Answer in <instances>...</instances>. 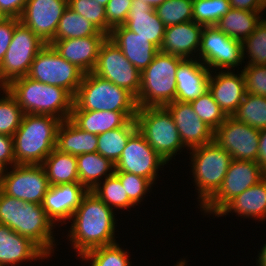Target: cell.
Segmentation results:
<instances>
[{
  "label": "cell",
  "mask_w": 266,
  "mask_h": 266,
  "mask_svg": "<svg viewBox=\"0 0 266 266\" xmlns=\"http://www.w3.org/2000/svg\"><path fill=\"white\" fill-rule=\"evenodd\" d=\"M115 211L99 199L93 192L83 197L81 204L73 213L67 238L76 256L100 246L117 243Z\"/></svg>",
  "instance_id": "cell-1"
},
{
  "label": "cell",
  "mask_w": 266,
  "mask_h": 266,
  "mask_svg": "<svg viewBox=\"0 0 266 266\" xmlns=\"http://www.w3.org/2000/svg\"><path fill=\"white\" fill-rule=\"evenodd\" d=\"M0 224L30 239L49 258H52L56 246L59 245L54 237L56 226L48 218L42 204L24 202L5 194L1 189Z\"/></svg>",
  "instance_id": "cell-2"
},
{
  "label": "cell",
  "mask_w": 266,
  "mask_h": 266,
  "mask_svg": "<svg viewBox=\"0 0 266 266\" xmlns=\"http://www.w3.org/2000/svg\"><path fill=\"white\" fill-rule=\"evenodd\" d=\"M5 88L16 99L24 114L70 118L74 96L60 86H52L27 76L12 80Z\"/></svg>",
  "instance_id": "cell-3"
},
{
  "label": "cell",
  "mask_w": 266,
  "mask_h": 266,
  "mask_svg": "<svg viewBox=\"0 0 266 266\" xmlns=\"http://www.w3.org/2000/svg\"><path fill=\"white\" fill-rule=\"evenodd\" d=\"M61 122L50 115L24 114L13 136L15 164L41 165L56 148Z\"/></svg>",
  "instance_id": "cell-4"
},
{
  "label": "cell",
  "mask_w": 266,
  "mask_h": 266,
  "mask_svg": "<svg viewBox=\"0 0 266 266\" xmlns=\"http://www.w3.org/2000/svg\"><path fill=\"white\" fill-rule=\"evenodd\" d=\"M193 185L201 209L220 189L231 163L232 156L217 143L198 146L188 150Z\"/></svg>",
  "instance_id": "cell-5"
},
{
  "label": "cell",
  "mask_w": 266,
  "mask_h": 266,
  "mask_svg": "<svg viewBox=\"0 0 266 266\" xmlns=\"http://www.w3.org/2000/svg\"><path fill=\"white\" fill-rule=\"evenodd\" d=\"M184 59L159 51L141 72L138 108L164 107L176 100V71Z\"/></svg>",
  "instance_id": "cell-6"
},
{
  "label": "cell",
  "mask_w": 266,
  "mask_h": 266,
  "mask_svg": "<svg viewBox=\"0 0 266 266\" xmlns=\"http://www.w3.org/2000/svg\"><path fill=\"white\" fill-rule=\"evenodd\" d=\"M72 110L137 112L138 105L127 89L90 72L83 76Z\"/></svg>",
  "instance_id": "cell-7"
},
{
  "label": "cell",
  "mask_w": 266,
  "mask_h": 266,
  "mask_svg": "<svg viewBox=\"0 0 266 266\" xmlns=\"http://www.w3.org/2000/svg\"><path fill=\"white\" fill-rule=\"evenodd\" d=\"M135 119L138 131L166 163L186 149L173 117L165 106L138 108Z\"/></svg>",
  "instance_id": "cell-8"
},
{
  "label": "cell",
  "mask_w": 266,
  "mask_h": 266,
  "mask_svg": "<svg viewBox=\"0 0 266 266\" xmlns=\"http://www.w3.org/2000/svg\"><path fill=\"white\" fill-rule=\"evenodd\" d=\"M46 45L30 28L19 22L0 64V88L14 79L27 76L34 58Z\"/></svg>",
  "instance_id": "cell-9"
},
{
  "label": "cell",
  "mask_w": 266,
  "mask_h": 266,
  "mask_svg": "<svg viewBox=\"0 0 266 266\" xmlns=\"http://www.w3.org/2000/svg\"><path fill=\"white\" fill-rule=\"evenodd\" d=\"M84 74L47 44L34 58L27 77L44 84L63 87L75 96Z\"/></svg>",
  "instance_id": "cell-10"
},
{
  "label": "cell",
  "mask_w": 266,
  "mask_h": 266,
  "mask_svg": "<svg viewBox=\"0 0 266 266\" xmlns=\"http://www.w3.org/2000/svg\"><path fill=\"white\" fill-rule=\"evenodd\" d=\"M198 59L211 71L239 69L245 63L242 41L230 38L216 26H204Z\"/></svg>",
  "instance_id": "cell-11"
},
{
  "label": "cell",
  "mask_w": 266,
  "mask_h": 266,
  "mask_svg": "<svg viewBox=\"0 0 266 266\" xmlns=\"http://www.w3.org/2000/svg\"><path fill=\"white\" fill-rule=\"evenodd\" d=\"M265 176L266 172L257 162L233 159L222 186L200 211H203L205 216H215L230 200L257 184Z\"/></svg>",
  "instance_id": "cell-12"
},
{
  "label": "cell",
  "mask_w": 266,
  "mask_h": 266,
  "mask_svg": "<svg viewBox=\"0 0 266 266\" xmlns=\"http://www.w3.org/2000/svg\"><path fill=\"white\" fill-rule=\"evenodd\" d=\"M94 74L127 89L135 97L139 94L141 72L130 63L121 49L108 37L101 44Z\"/></svg>",
  "instance_id": "cell-13"
},
{
  "label": "cell",
  "mask_w": 266,
  "mask_h": 266,
  "mask_svg": "<svg viewBox=\"0 0 266 266\" xmlns=\"http://www.w3.org/2000/svg\"><path fill=\"white\" fill-rule=\"evenodd\" d=\"M49 187L42 165L16 164L7 168L1 190L24 202L42 204Z\"/></svg>",
  "instance_id": "cell-14"
},
{
  "label": "cell",
  "mask_w": 266,
  "mask_h": 266,
  "mask_svg": "<svg viewBox=\"0 0 266 266\" xmlns=\"http://www.w3.org/2000/svg\"><path fill=\"white\" fill-rule=\"evenodd\" d=\"M167 163L148 144L137 130L128 140L119 160L115 163V172H128L149 179L156 184L159 170Z\"/></svg>",
  "instance_id": "cell-15"
},
{
  "label": "cell",
  "mask_w": 266,
  "mask_h": 266,
  "mask_svg": "<svg viewBox=\"0 0 266 266\" xmlns=\"http://www.w3.org/2000/svg\"><path fill=\"white\" fill-rule=\"evenodd\" d=\"M260 130L228 116L214 131V142L232 159L257 162Z\"/></svg>",
  "instance_id": "cell-16"
},
{
  "label": "cell",
  "mask_w": 266,
  "mask_h": 266,
  "mask_svg": "<svg viewBox=\"0 0 266 266\" xmlns=\"http://www.w3.org/2000/svg\"><path fill=\"white\" fill-rule=\"evenodd\" d=\"M68 0H28L19 18L43 42L50 44Z\"/></svg>",
  "instance_id": "cell-17"
},
{
  "label": "cell",
  "mask_w": 266,
  "mask_h": 266,
  "mask_svg": "<svg viewBox=\"0 0 266 266\" xmlns=\"http://www.w3.org/2000/svg\"><path fill=\"white\" fill-rule=\"evenodd\" d=\"M165 107L173 117L186 150L214 141V131L199 118L190 103L173 101Z\"/></svg>",
  "instance_id": "cell-18"
},
{
  "label": "cell",
  "mask_w": 266,
  "mask_h": 266,
  "mask_svg": "<svg viewBox=\"0 0 266 266\" xmlns=\"http://www.w3.org/2000/svg\"><path fill=\"white\" fill-rule=\"evenodd\" d=\"M87 193L88 190L81 183L50 185L42 206L55 226L61 225L62 227L69 223Z\"/></svg>",
  "instance_id": "cell-19"
},
{
  "label": "cell",
  "mask_w": 266,
  "mask_h": 266,
  "mask_svg": "<svg viewBox=\"0 0 266 266\" xmlns=\"http://www.w3.org/2000/svg\"><path fill=\"white\" fill-rule=\"evenodd\" d=\"M208 91L227 116H232L246 94L244 76L240 70L211 71Z\"/></svg>",
  "instance_id": "cell-20"
},
{
  "label": "cell",
  "mask_w": 266,
  "mask_h": 266,
  "mask_svg": "<svg viewBox=\"0 0 266 266\" xmlns=\"http://www.w3.org/2000/svg\"><path fill=\"white\" fill-rule=\"evenodd\" d=\"M204 25L193 20L167 26L160 51L183 59H198Z\"/></svg>",
  "instance_id": "cell-21"
},
{
  "label": "cell",
  "mask_w": 266,
  "mask_h": 266,
  "mask_svg": "<svg viewBox=\"0 0 266 266\" xmlns=\"http://www.w3.org/2000/svg\"><path fill=\"white\" fill-rule=\"evenodd\" d=\"M49 257L30 239L0 224V265L19 266L22 263Z\"/></svg>",
  "instance_id": "cell-22"
},
{
  "label": "cell",
  "mask_w": 266,
  "mask_h": 266,
  "mask_svg": "<svg viewBox=\"0 0 266 266\" xmlns=\"http://www.w3.org/2000/svg\"><path fill=\"white\" fill-rule=\"evenodd\" d=\"M108 36H88L52 41L55 51L85 74L94 70L101 44Z\"/></svg>",
  "instance_id": "cell-23"
},
{
  "label": "cell",
  "mask_w": 266,
  "mask_h": 266,
  "mask_svg": "<svg viewBox=\"0 0 266 266\" xmlns=\"http://www.w3.org/2000/svg\"><path fill=\"white\" fill-rule=\"evenodd\" d=\"M211 70L199 59H184L176 71V100L188 102L208 91Z\"/></svg>",
  "instance_id": "cell-24"
},
{
  "label": "cell",
  "mask_w": 266,
  "mask_h": 266,
  "mask_svg": "<svg viewBox=\"0 0 266 266\" xmlns=\"http://www.w3.org/2000/svg\"><path fill=\"white\" fill-rule=\"evenodd\" d=\"M108 38L121 49L124 56L140 72L147 68L160 51L153 43L138 36L124 25L113 28Z\"/></svg>",
  "instance_id": "cell-25"
},
{
  "label": "cell",
  "mask_w": 266,
  "mask_h": 266,
  "mask_svg": "<svg viewBox=\"0 0 266 266\" xmlns=\"http://www.w3.org/2000/svg\"><path fill=\"white\" fill-rule=\"evenodd\" d=\"M124 26L160 49L166 26L148 3L132 0Z\"/></svg>",
  "instance_id": "cell-26"
},
{
  "label": "cell",
  "mask_w": 266,
  "mask_h": 266,
  "mask_svg": "<svg viewBox=\"0 0 266 266\" xmlns=\"http://www.w3.org/2000/svg\"><path fill=\"white\" fill-rule=\"evenodd\" d=\"M229 213L258 222L266 221V176L230 200L215 217H226Z\"/></svg>",
  "instance_id": "cell-27"
},
{
  "label": "cell",
  "mask_w": 266,
  "mask_h": 266,
  "mask_svg": "<svg viewBox=\"0 0 266 266\" xmlns=\"http://www.w3.org/2000/svg\"><path fill=\"white\" fill-rule=\"evenodd\" d=\"M137 112L72 110L69 120L79 129L92 134L123 127L129 120L136 118Z\"/></svg>",
  "instance_id": "cell-28"
},
{
  "label": "cell",
  "mask_w": 266,
  "mask_h": 266,
  "mask_svg": "<svg viewBox=\"0 0 266 266\" xmlns=\"http://www.w3.org/2000/svg\"><path fill=\"white\" fill-rule=\"evenodd\" d=\"M98 136L75 126L69 119L63 120L57 130L56 149L61 153L79 156L97 152Z\"/></svg>",
  "instance_id": "cell-29"
},
{
  "label": "cell",
  "mask_w": 266,
  "mask_h": 266,
  "mask_svg": "<svg viewBox=\"0 0 266 266\" xmlns=\"http://www.w3.org/2000/svg\"><path fill=\"white\" fill-rule=\"evenodd\" d=\"M79 183L88 191L93 190L101 181L115 173V164L98 152L77 156Z\"/></svg>",
  "instance_id": "cell-30"
},
{
  "label": "cell",
  "mask_w": 266,
  "mask_h": 266,
  "mask_svg": "<svg viewBox=\"0 0 266 266\" xmlns=\"http://www.w3.org/2000/svg\"><path fill=\"white\" fill-rule=\"evenodd\" d=\"M263 15V11L231 8L215 26L230 38L243 41L254 32Z\"/></svg>",
  "instance_id": "cell-31"
},
{
  "label": "cell",
  "mask_w": 266,
  "mask_h": 266,
  "mask_svg": "<svg viewBox=\"0 0 266 266\" xmlns=\"http://www.w3.org/2000/svg\"><path fill=\"white\" fill-rule=\"evenodd\" d=\"M41 165L50 185L79 183L76 156L61 153L55 148Z\"/></svg>",
  "instance_id": "cell-32"
},
{
  "label": "cell",
  "mask_w": 266,
  "mask_h": 266,
  "mask_svg": "<svg viewBox=\"0 0 266 266\" xmlns=\"http://www.w3.org/2000/svg\"><path fill=\"white\" fill-rule=\"evenodd\" d=\"M137 130L136 119H131L123 127L97 135V152L115 164L119 160L129 138Z\"/></svg>",
  "instance_id": "cell-33"
},
{
  "label": "cell",
  "mask_w": 266,
  "mask_h": 266,
  "mask_svg": "<svg viewBox=\"0 0 266 266\" xmlns=\"http://www.w3.org/2000/svg\"><path fill=\"white\" fill-rule=\"evenodd\" d=\"M88 36H107L80 14L67 7L58 23L53 41L84 38Z\"/></svg>",
  "instance_id": "cell-34"
},
{
  "label": "cell",
  "mask_w": 266,
  "mask_h": 266,
  "mask_svg": "<svg viewBox=\"0 0 266 266\" xmlns=\"http://www.w3.org/2000/svg\"><path fill=\"white\" fill-rule=\"evenodd\" d=\"M129 249L117 242L107 246L93 248L83 253L80 258L88 266H132Z\"/></svg>",
  "instance_id": "cell-35"
},
{
  "label": "cell",
  "mask_w": 266,
  "mask_h": 266,
  "mask_svg": "<svg viewBox=\"0 0 266 266\" xmlns=\"http://www.w3.org/2000/svg\"><path fill=\"white\" fill-rule=\"evenodd\" d=\"M232 117L259 130L266 128V97L246 93Z\"/></svg>",
  "instance_id": "cell-36"
},
{
  "label": "cell",
  "mask_w": 266,
  "mask_h": 266,
  "mask_svg": "<svg viewBox=\"0 0 266 266\" xmlns=\"http://www.w3.org/2000/svg\"><path fill=\"white\" fill-rule=\"evenodd\" d=\"M99 199L105 202L110 208L118 211L120 209L128 210L135 205L130 201L125 193L119 178L113 174L101 181L93 190H91Z\"/></svg>",
  "instance_id": "cell-37"
},
{
  "label": "cell",
  "mask_w": 266,
  "mask_h": 266,
  "mask_svg": "<svg viewBox=\"0 0 266 266\" xmlns=\"http://www.w3.org/2000/svg\"><path fill=\"white\" fill-rule=\"evenodd\" d=\"M0 134L14 136L24 115L16 99L4 87L0 88ZM4 95V96H3Z\"/></svg>",
  "instance_id": "cell-38"
},
{
  "label": "cell",
  "mask_w": 266,
  "mask_h": 266,
  "mask_svg": "<svg viewBox=\"0 0 266 266\" xmlns=\"http://www.w3.org/2000/svg\"><path fill=\"white\" fill-rule=\"evenodd\" d=\"M230 9L229 0H193V21L215 26Z\"/></svg>",
  "instance_id": "cell-39"
},
{
  "label": "cell",
  "mask_w": 266,
  "mask_h": 266,
  "mask_svg": "<svg viewBox=\"0 0 266 266\" xmlns=\"http://www.w3.org/2000/svg\"><path fill=\"white\" fill-rule=\"evenodd\" d=\"M242 50L243 59L248 57L245 65H266V18L242 41Z\"/></svg>",
  "instance_id": "cell-40"
},
{
  "label": "cell",
  "mask_w": 266,
  "mask_h": 266,
  "mask_svg": "<svg viewBox=\"0 0 266 266\" xmlns=\"http://www.w3.org/2000/svg\"><path fill=\"white\" fill-rule=\"evenodd\" d=\"M155 12L166 27L188 22L193 20V0H166Z\"/></svg>",
  "instance_id": "cell-41"
},
{
  "label": "cell",
  "mask_w": 266,
  "mask_h": 266,
  "mask_svg": "<svg viewBox=\"0 0 266 266\" xmlns=\"http://www.w3.org/2000/svg\"><path fill=\"white\" fill-rule=\"evenodd\" d=\"M199 118L215 131L228 117L213 99L212 94L206 91L203 95L190 102Z\"/></svg>",
  "instance_id": "cell-42"
},
{
  "label": "cell",
  "mask_w": 266,
  "mask_h": 266,
  "mask_svg": "<svg viewBox=\"0 0 266 266\" xmlns=\"http://www.w3.org/2000/svg\"><path fill=\"white\" fill-rule=\"evenodd\" d=\"M114 174L119 178L125 193L135 206L141 204L145 196L153 189V183L145 177L128 172H115Z\"/></svg>",
  "instance_id": "cell-43"
},
{
  "label": "cell",
  "mask_w": 266,
  "mask_h": 266,
  "mask_svg": "<svg viewBox=\"0 0 266 266\" xmlns=\"http://www.w3.org/2000/svg\"><path fill=\"white\" fill-rule=\"evenodd\" d=\"M68 7L106 34V8L95 0H68Z\"/></svg>",
  "instance_id": "cell-44"
},
{
  "label": "cell",
  "mask_w": 266,
  "mask_h": 266,
  "mask_svg": "<svg viewBox=\"0 0 266 266\" xmlns=\"http://www.w3.org/2000/svg\"><path fill=\"white\" fill-rule=\"evenodd\" d=\"M246 93L266 97V65H243Z\"/></svg>",
  "instance_id": "cell-45"
},
{
  "label": "cell",
  "mask_w": 266,
  "mask_h": 266,
  "mask_svg": "<svg viewBox=\"0 0 266 266\" xmlns=\"http://www.w3.org/2000/svg\"><path fill=\"white\" fill-rule=\"evenodd\" d=\"M132 0H109L106 5V35L117 26L124 25Z\"/></svg>",
  "instance_id": "cell-46"
},
{
  "label": "cell",
  "mask_w": 266,
  "mask_h": 266,
  "mask_svg": "<svg viewBox=\"0 0 266 266\" xmlns=\"http://www.w3.org/2000/svg\"><path fill=\"white\" fill-rule=\"evenodd\" d=\"M20 22L18 18H8L0 23V64L3 61L6 51L11 43L15 26Z\"/></svg>",
  "instance_id": "cell-47"
},
{
  "label": "cell",
  "mask_w": 266,
  "mask_h": 266,
  "mask_svg": "<svg viewBox=\"0 0 266 266\" xmlns=\"http://www.w3.org/2000/svg\"><path fill=\"white\" fill-rule=\"evenodd\" d=\"M0 162L7 168L15 164L13 137L5 134H0Z\"/></svg>",
  "instance_id": "cell-48"
},
{
  "label": "cell",
  "mask_w": 266,
  "mask_h": 266,
  "mask_svg": "<svg viewBox=\"0 0 266 266\" xmlns=\"http://www.w3.org/2000/svg\"><path fill=\"white\" fill-rule=\"evenodd\" d=\"M28 0H0V9L8 18H20Z\"/></svg>",
  "instance_id": "cell-49"
},
{
  "label": "cell",
  "mask_w": 266,
  "mask_h": 266,
  "mask_svg": "<svg viewBox=\"0 0 266 266\" xmlns=\"http://www.w3.org/2000/svg\"><path fill=\"white\" fill-rule=\"evenodd\" d=\"M231 8L249 11L266 10V0H229Z\"/></svg>",
  "instance_id": "cell-50"
},
{
  "label": "cell",
  "mask_w": 266,
  "mask_h": 266,
  "mask_svg": "<svg viewBox=\"0 0 266 266\" xmlns=\"http://www.w3.org/2000/svg\"><path fill=\"white\" fill-rule=\"evenodd\" d=\"M257 163L266 172V128L260 130Z\"/></svg>",
  "instance_id": "cell-51"
},
{
  "label": "cell",
  "mask_w": 266,
  "mask_h": 266,
  "mask_svg": "<svg viewBox=\"0 0 266 266\" xmlns=\"http://www.w3.org/2000/svg\"><path fill=\"white\" fill-rule=\"evenodd\" d=\"M256 266H266V243L260 249V252L256 259Z\"/></svg>",
  "instance_id": "cell-52"
},
{
  "label": "cell",
  "mask_w": 266,
  "mask_h": 266,
  "mask_svg": "<svg viewBox=\"0 0 266 266\" xmlns=\"http://www.w3.org/2000/svg\"><path fill=\"white\" fill-rule=\"evenodd\" d=\"M142 2L148 3L152 8H156L166 0H141Z\"/></svg>",
  "instance_id": "cell-53"
},
{
  "label": "cell",
  "mask_w": 266,
  "mask_h": 266,
  "mask_svg": "<svg viewBox=\"0 0 266 266\" xmlns=\"http://www.w3.org/2000/svg\"><path fill=\"white\" fill-rule=\"evenodd\" d=\"M7 167L0 162V189L2 186V182H3V178L5 177V173H6Z\"/></svg>",
  "instance_id": "cell-54"
},
{
  "label": "cell",
  "mask_w": 266,
  "mask_h": 266,
  "mask_svg": "<svg viewBox=\"0 0 266 266\" xmlns=\"http://www.w3.org/2000/svg\"><path fill=\"white\" fill-rule=\"evenodd\" d=\"M188 261L184 258V259H182L181 258V260L180 261H177V263L174 265V266H188L187 263Z\"/></svg>",
  "instance_id": "cell-55"
},
{
  "label": "cell",
  "mask_w": 266,
  "mask_h": 266,
  "mask_svg": "<svg viewBox=\"0 0 266 266\" xmlns=\"http://www.w3.org/2000/svg\"><path fill=\"white\" fill-rule=\"evenodd\" d=\"M6 19H8L7 15L0 9V23L4 22Z\"/></svg>",
  "instance_id": "cell-56"
},
{
  "label": "cell",
  "mask_w": 266,
  "mask_h": 266,
  "mask_svg": "<svg viewBox=\"0 0 266 266\" xmlns=\"http://www.w3.org/2000/svg\"><path fill=\"white\" fill-rule=\"evenodd\" d=\"M95 1H97L100 5L106 7L109 0H95Z\"/></svg>",
  "instance_id": "cell-57"
}]
</instances>
